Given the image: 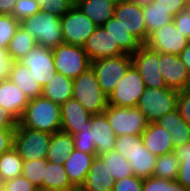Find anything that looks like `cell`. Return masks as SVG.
<instances>
[{"mask_svg": "<svg viewBox=\"0 0 190 191\" xmlns=\"http://www.w3.org/2000/svg\"><path fill=\"white\" fill-rule=\"evenodd\" d=\"M18 123L26 128L56 133L61 130V106L43 95L30 99Z\"/></svg>", "mask_w": 190, "mask_h": 191, "instance_id": "cell-1", "label": "cell"}, {"mask_svg": "<svg viewBox=\"0 0 190 191\" xmlns=\"http://www.w3.org/2000/svg\"><path fill=\"white\" fill-rule=\"evenodd\" d=\"M20 25L34 37L38 45L53 49L64 43L59 16L40 10L34 16L25 18Z\"/></svg>", "mask_w": 190, "mask_h": 191, "instance_id": "cell-2", "label": "cell"}, {"mask_svg": "<svg viewBox=\"0 0 190 191\" xmlns=\"http://www.w3.org/2000/svg\"><path fill=\"white\" fill-rule=\"evenodd\" d=\"M73 98L91 115L104 113L108 106V96L100 88L92 68L73 79Z\"/></svg>", "mask_w": 190, "mask_h": 191, "instance_id": "cell-3", "label": "cell"}, {"mask_svg": "<svg viewBox=\"0 0 190 191\" xmlns=\"http://www.w3.org/2000/svg\"><path fill=\"white\" fill-rule=\"evenodd\" d=\"M178 93L179 91L168 87H146L136 107L145 115L148 123H155L165 114L177 109Z\"/></svg>", "mask_w": 190, "mask_h": 191, "instance_id": "cell-4", "label": "cell"}, {"mask_svg": "<svg viewBox=\"0 0 190 191\" xmlns=\"http://www.w3.org/2000/svg\"><path fill=\"white\" fill-rule=\"evenodd\" d=\"M51 133L21 126L15 128L13 147L23 161L46 159Z\"/></svg>", "mask_w": 190, "mask_h": 191, "instance_id": "cell-5", "label": "cell"}, {"mask_svg": "<svg viewBox=\"0 0 190 191\" xmlns=\"http://www.w3.org/2000/svg\"><path fill=\"white\" fill-rule=\"evenodd\" d=\"M56 72L71 79L77 78L91 68L83 46L60 44L52 49Z\"/></svg>", "mask_w": 190, "mask_h": 191, "instance_id": "cell-6", "label": "cell"}, {"mask_svg": "<svg viewBox=\"0 0 190 191\" xmlns=\"http://www.w3.org/2000/svg\"><path fill=\"white\" fill-rule=\"evenodd\" d=\"M132 65V57L129 54L103 58L91 62V68L102 91L109 97L121 78Z\"/></svg>", "mask_w": 190, "mask_h": 191, "instance_id": "cell-7", "label": "cell"}, {"mask_svg": "<svg viewBox=\"0 0 190 191\" xmlns=\"http://www.w3.org/2000/svg\"><path fill=\"white\" fill-rule=\"evenodd\" d=\"M104 114L116 136L142 135L148 126L145 115L137 107H118L108 104Z\"/></svg>", "mask_w": 190, "mask_h": 191, "instance_id": "cell-8", "label": "cell"}, {"mask_svg": "<svg viewBox=\"0 0 190 191\" xmlns=\"http://www.w3.org/2000/svg\"><path fill=\"white\" fill-rule=\"evenodd\" d=\"M97 26L76 5L61 17V30L65 44L84 46Z\"/></svg>", "mask_w": 190, "mask_h": 191, "instance_id": "cell-9", "label": "cell"}, {"mask_svg": "<svg viewBox=\"0 0 190 191\" xmlns=\"http://www.w3.org/2000/svg\"><path fill=\"white\" fill-rule=\"evenodd\" d=\"M138 70L132 64L108 97V104L118 107H136L145 90Z\"/></svg>", "mask_w": 190, "mask_h": 191, "instance_id": "cell-10", "label": "cell"}, {"mask_svg": "<svg viewBox=\"0 0 190 191\" xmlns=\"http://www.w3.org/2000/svg\"><path fill=\"white\" fill-rule=\"evenodd\" d=\"M131 57L132 64L140 73L145 87H166L159 69V52L149 48L146 44H142Z\"/></svg>", "mask_w": 190, "mask_h": 191, "instance_id": "cell-11", "label": "cell"}, {"mask_svg": "<svg viewBox=\"0 0 190 191\" xmlns=\"http://www.w3.org/2000/svg\"><path fill=\"white\" fill-rule=\"evenodd\" d=\"M18 62L32 72L33 77L42 87L57 73L52 49L38 44Z\"/></svg>", "mask_w": 190, "mask_h": 191, "instance_id": "cell-12", "label": "cell"}, {"mask_svg": "<svg viewBox=\"0 0 190 191\" xmlns=\"http://www.w3.org/2000/svg\"><path fill=\"white\" fill-rule=\"evenodd\" d=\"M189 43V38L172 21L152 32L145 44L159 53L179 55Z\"/></svg>", "mask_w": 190, "mask_h": 191, "instance_id": "cell-13", "label": "cell"}, {"mask_svg": "<svg viewBox=\"0 0 190 191\" xmlns=\"http://www.w3.org/2000/svg\"><path fill=\"white\" fill-rule=\"evenodd\" d=\"M114 17L141 44L147 42V28L142 6L128 0H118Z\"/></svg>", "mask_w": 190, "mask_h": 191, "instance_id": "cell-14", "label": "cell"}, {"mask_svg": "<svg viewBox=\"0 0 190 191\" xmlns=\"http://www.w3.org/2000/svg\"><path fill=\"white\" fill-rule=\"evenodd\" d=\"M159 69L166 87L177 91L190 89V73L179 55L159 53Z\"/></svg>", "mask_w": 190, "mask_h": 191, "instance_id": "cell-15", "label": "cell"}, {"mask_svg": "<svg viewBox=\"0 0 190 191\" xmlns=\"http://www.w3.org/2000/svg\"><path fill=\"white\" fill-rule=\"evenodd\" d=\"M83 47L91 62L125 54L102 26L95 29Z\"/></svg>", "mask_w": 190, "mask_h": 191, "instance_id": "cell-16", "label": "cell"}, {"mask_svg": "<svg viewBox=\"0 0 190 191\" xmlns=\"http://www.w3.org/2000/svg\"><path fill=\"white\" fill-rule=\"evenodd\" d=\"M92 115L75 98L68 99L61 105V130L74 135L89 127Z\"/></svg>", "mask_w": 190, "mask_h": 191, "instance_id": "cell-17", "label": "cell"}, {"mask_svg": "<svg viewBox=\"0 0 190 191\" xmlns=\"http://www.w3.org/2000/svg\"><path fill=\"white\" fill-rule=\"evenodd\" d=\"M91 136L95 142L96 156L114 150L116 134L104 113L95 114L91 117Z\"/></svg>", "mask_w": 190, "mask_h": 191, "instance_id": "cell-18", "label": "cell"}, {"mask_svg": "<svg viewBox=\"0 0 190 191\" xmlns=\"http://www.w3.org/2000/svg\"><path fill=\"white\" fill-rule=\"evenodd\" d=\"M114 184L115 180L109 173L107 164L99 156H96L78 191H113Z\"/></svg>", "mask_w": 190, "mask_h": 191, "instance_id": "cell-19", "label": "cell"}, {"mask_svg": "<svg viewBox=\"0 0 190 191\" xmlns=\"http://www.w3.org/2000/svg\"><path fill=\"white\" fill-rule=\"evenodd\" d=\"M29 99L20 87L10 79L0 81V106L8 110L18 121L21 119Z\"/></svg>", "mask_w": 190, "mask_h": 191, "instance_id": "cell-20", "label": "cell"}, {"mask_svg": "<svg viewBox=\"0 0 190 191\" xmlns=\"http://www.w3.org/2000/svg\"><path fill=\"white\" fill-rule=\"evenodd\" d=\"M144 146L155 156H161L174 152V144L171 134L167 129L155 123H148V126L141 135Z\"/></svg>", "mask_w": 190, "mask_h": 191, "instance_id": "cell-21", "label": "cell"}, {"mask_svg": "<svg viewBox=\"0 0 190 191\" xmlns=\"http://www.w3.org/2000/svg\"><path fill=\"white\" fill-rule=\"evenodd\" d=\"M96 156L74 149L64 162V167L71 184L79 189L90 170Z\"/></svg>", "mask_w": 190, "mask_h": 191, "instance_id": "cell-22", "label": "cell"}, {"mask_svg": "<svg viewBox=\"0 0 190 191\" xmlns=\"http://www.w3.org/2000/svg\"><path fill=\"white\" fill-rule=\"evenodd\" d=\"M118 0H79L75 5L99 27L114 16Z\"/></svg>", "mask_w": 190, "mask_h": 191, "instance_id": "cell-23", "label": "cell"}, {"mask_svg": "<svg viewBox=\"0 0 190 191\" xmlns=\"http://www.w3.org/2000/svg\"><path fill=\"white\" fill-rule=\"evenodd\" d=\"M156 123L169 131L174 149L190 142V125L181 117L178 109L165 114Z\"/></svg>", "mask_w": 190, "mask_h": 191, "instance_id": "cell-24", "label": "cell"}, {"mask_svg": "<svg viewBox=\"0 0 190 191\" xmlns=\"http://www.w3.org/2000/svg\"><path fill=\"white\" fill-rule=\"evenodd\" d=\"M157 156L145 148L142 137L135 142V152L129 161L132 172L142 179L153 176Z\"/></svg>", "mask_w": 190, "mask_h": 191, "instance_id": "cell-25", "label": "cell"}, {"mask_svg": "<svg viewBox=\"0 0 190 191\" xmlns=\"http://www.w3.org/2000/svg\"><path fill=\"white\" fill-rule=\"evenodd\" d=\"M42 95L58 105H62L73 97V79L60 73L52 76V79L42 87Z\"/></svg>", "mask_w": 190, "mask_h": 191, "instance_id": "cell-26", "label": "cell"}, {"mask_svg": "<svg viewBox=\"0 0 190 191\" xmlns=\"http://www.w3.org/2000/svg\"><path fill=\"white\" fill-rule=\"evenodd\" d=\"M74 149L73 136L60 130L51 135L46 160L54 164H64Z\"/></svg>", "mask_w": 190, "mask_h": 191, "instance_id": "cell-27", "label": "cell"}, {"mask_svg": "<svg viewBox=\"0 0 190 191\" xmlns=\"http://www.w3.org/2000/svg\"><path fill=\"white\" fill-rule=\"evenodd\" d=\"M9 79L22 89L29 100L42 96V86L33 77L32 72L21 63H13Z\"/></svg>", "mask_w": 190, "mask_h": 191, "instance_id": "cell-28", "label": "cell"}, {"mask_svg": "<svg viewBox=\"0 0 190 191\" xmlns=\"http://www.w3.org/2000/svg\"><path fill=\"white\" fill-rule=\"evenodd\" d=\"M102 27L109 32L114 42H117L119 48L125 54L132 55L142 45L114 16L105 22Z\"/></svg>", "mask_w": 190, "mask_h": 191, "instance_id": "cell-29", "label": "cell"}, {"mask_svg": "<svg viewBox=\"0 0 190 191\" xmlns=\"http://www.w3.org/2000/svg\"><path fill=\"white\" fill-rule=\"evenodd\" d=\"M75 188L68 179L64 164L47 161L45 178L42 180V191L72 190Z\"/></svg>", "mask_w": 190, "mask_h": 191, "instance_id": "cell-30", "label": "cell"}, {"mask_svg": "<svg viewBox=\"0 0 190 191\" xmlns=\"http://www.w3.org/2000/svg\"><path fill=\"white\" fill-rule=\"evenodd\" d=\"M36 44L34 37L20 25L7 46V52L14 62H18Z\"/></svg>", "mask_w": 190, "mask_h": 191, "instance_id": "cell-31", "label": "cell"}, {"mask_svg": "<svg viewBox=\"0 0 190 191\" xmlns=\"http://www.w3.org/2000/svg\"><path fill=\"white\" fill-rule=\"evenodd\" d=\"M143 12L147 28V40L152 32L173 21V16L167 10L154 4V2L144 6Z\"/></svg>", "mask_w": 190, "mask_h": 191, "instance_id": "cell-32", "label": "cell"}, {"mask_svg": "<svg viewBox=\"0 0 190 191\" xmlns=\"http://www.w3.org/2000/svg\"><path fill=\"white\" fill-rule=\"evenodd\" d=\"M107 164L109 173L115 181L133 175L130 163L117 151L113 150L99 156Z\"/></svg>", "mask_w": 190, "mask_h": 191, "instance_id": "cell-33", "label": "cell"}, {"mask_svg": "<svg viewBox=\"0 0 190 191\" xmlns=\"http://www.w3.org/2000/svg\"><path fill=\"white\" fill-rule=\"evenodd\" d=\"M180 161L174 152L157 156L153 176L168 180H176Z\"/></svg>", "mask_w": 190, "mask_h": 191, "instance_id": "cell-34", "label": "cell"}, {"mask_svg": "<svg viewBox=\"0 0 190 191\" xmlns=\"http://www.w3.org/2000/svg\"><path fill=\"white\" fill-rule=\"evenodd\" d=\"M22 167L23 160L14 147L0 156V171L6 181L21 176Z\"/></svg>", "mask_w": 190, "mask_h": 191, "instance_id": "cell-35", "label": "cell"}, {"mask_svg": "<svg viewBox=\"0 0 190 191\" xmlns=\"http://www.w3.org/2000/svg\"><path fill=\"white\" fill-rule=\"evenodd\" d=\"M47 160L23 161L22 176L31 181L39 191H42V180L45 178Z\"/></svg>", "mask_w": 190, "mask_h": 191, "instance_id": "cell-36", "label": "cell"}, {"mask_svg": "<svg viewBox=\"0 0 190 191\" xmlns=\"http://www.w3.org/2000/svg\"><path fill=\"white\" fill-rule=\"evenodd\" d=\"M174 153L180 161L176 180L190 191V142L175 148Z\"/></svg>", "mask_w": 190, "mask_h": 191, "instance_id": "cell-37", "label": "cell"}, {"mask_svg": "<svg viewBox=\"0 0 190 191\" xmlns=\"http://www.w3.org/2000/svg\"><path fill=\"white\" fill-rule=\"evenodd\" d=\"M20 26V22L12 15L0 14V47L6 48L15 35L17 28Z\"/></svg>", "mask_w": 190, "mask_h": 191, "instance_id": "cell-38", "label": "cell"}, {"mask_svg": "<svg viewBox=\"0 0 190 191\" xmlns=\"http://www.w3.org/2000/svg\"><path fill=\"white\" fill-rule=\"evenodd\" d=\"M40 10L41 7L37 0H17L11 15L21 22L25 18L34 16Z\"/></svg>", "mask_w": 190, "mask_h": 191, "instance_id": "cell-39", "label": "cell"}, {"mask_svg": "<svg viewBox=\"0 0 190 191\" xmlns=\"http://www.w3.org/2000/svg\"><path fill=\"white\" fill-rule=\"evenodd\" d=\"M140 137L141 135L132 134L116 136L114 150L129 162L133 156V153L135 152V142Z\"/></svg>", "mask_w": 190, "mask_h": 191, "instance_id": "cell-40", "label": "cell"}, {"mask_svg": "<svg viewBox=\"0 0 190 191\" xmlns=\"http://www.w3.org/2000/svg\"><path fill=\"white\" fill-rule=\"evenodd\" d=\"M91 128L92 126L90 120L88 128L72 136L74 139L75 149L80 150L84 153L94 154L96 156L95 142H92Z\"/></svg>", "mask_w": 190, "mask_h": 191, "instance_id": "cell-41", "label": "cell"}, {"mask_svg": "<svg viewBox=\"0 0 190 191\" xmlns=\"http://www.w3.org/2000/svg\"><path fill=\"white\" fill-rule=\"evenodd\" d=\"M75 4L70 0H46L41 10L44 13H51L63 17Z\"/></svg>", "mask_w": 190, "mask_h": 191, "instance_id": "cell-42", "label": "cell"}, {"mask_svg": "<svg viewBox=\"0 0 190 191\" xmlns=\"http://www.w3.org/2000/svg\"><path fill=\"white\" fill-rule=\"evenodd\" d=\"M143 180L140 177L127 176L121 180L115 181L113 191H142Z\"/></svg>", "mask_w": 190, "mask_h": 191, "instance_id": "cell-43", "label": "cell"}, {"mask_svg": "<svg viewBox=\"0 0 190 191\" xmlns=\"http://www.w3.org/2000/svg\"><path fill=\"white\" fill-rule=\"evenodd\" d=\"M8 191H39V189L22 175L7 180L4 185Z\"/></svg>", "mask_w": 190, "mask_h": 191, "instance_id": "cell-44", "label": "cell"}, {"mask_svg": "<svg viewBox=\"0 0 190 191\" xmlns=\"http://www.w3.org/2000/svg\"><path fill=\"white\" fill-rule=\"evenodd\" d=\"M177 109L181 117L190 125V89L179 91Z\"/></svg>", "mask_w": 190, "mask_h": 191, "instance_id": "cell-45", "label": "cell"}, {"mask_svg": "<svg viewBox=\"0 0 190 191\" xmlns=\"http://www.w3.org/2000/svg\"><path fill=\"white\" fill-rule=\"evenodd\" d=\"M177 29L190 39V7L183 9L173 17Z\"/></svg>", "mask_w": 190, "mask_h": 191, "instance_id": "cell-46", "label": "cell"}, {"mask_svg": "<svg viewBox=\"0 0 190 191\" xmlns=\"http://www.w3.org/2000/svg\"><path fill=\"white\" fill-rule=\"evenodd\" d=\"M153 2L167 10L173 17L188 7L187 0H153Z\"/></svg>", "mask_w": 190, "mask_h": 191, "instance_id": "cell-47", "label": "cell"}, {"mask_svg": "<svg viewBox=\"0 0 190 191\" xmlns=\"http://www.w3.org/2000/svg\"><path fill=\"white\" fill-rule=\"evenodd\" d=\"M13 63L7 49L0 47V81L9 79Z\"/></svg>", "mask_w": 190, "mask_h": 191, "instance_id": "cell-48", "label": "cell"}, {"mask_svg": "<svg viewBox=\"0 0 190 191\" xmlns=\"http://www.w3.org/2000/svg\"><path fill=\"white\" fill-rule=\"evenodd\" d=\"M142 191H168V179L154 176L145 178Z\"/></svg>", "mask_w": 190, "mask_h": 191, "instance_id": "cell-49", "label": "cell"}, {"mask_svg": "<svg viewBox=\"0 0 190 191\" xmlns=\"http://www.w3.org/2000/svg\"><path fill=\"white\" fill-rule=\"evenodd\" d=\"M15 129H0V156L14 144Z\"/></svg>", "mask_w": 190, "mask_h": 191, "instance_id": "cell-50", "label": "cell"}, {"mask_svg": "<svg viewBox=\"0 0 190 191\" xmlns=\"http://www.w3.org/2000/svg\"><path fill=\"white\" fill-rule=\"evenodd\" d=\"M18 120L8 110L0 106V129H15Z\"/></svg>", "mask_w": 190, "mask_h": 191, "instance_id": "cell-51", "label": "cell"}, {"mask_svg": "<svg viewBox=\"0 0 190 191\" xmlns=\"http://www.w3.org/2000/svg\"><path fill=\"white\" fill-rule=\"evenodd\" d=\"M17 0H0V14L11 15Z\"/></svg>", "mask_w": 190, "mask_h": 191, "instance_id": "cell-52", "label": "cell"}, {"mask_svg": "<svg viewBox=\"0 0 190 191\" xmlns=\"http://www.w3.org/2000/svg\"><path fill=\"white\" fill-rule=\"evenodd\" d=\"M179 57L190 73V43L179 54Z\"/></svg>", "mask_w": 190, "mask_h": 191, "instance_id": "cell-53", "label": "cell"}, {"mask_svg": "<svg viewBox=\"0 0 190 191\" xmlns=\"http://www.w3.org/2000/svg\"><path fill=\"white\" fill-rule=\"evenodd\" d=\"M168 191H189L177 180H168Z\"/></svg>", "mask_w": 190, "mask_h": 191, "instance_id": "cell-54", "label": "cell"}, {"mask_svg": "<svg viewBox=\"0 0 190 191\" xmlns=\"http://www.w3.org/2000/svg\"><path fill=\"white\" fill-rule=\"evenodd\" d=\"M128 1H131L132 3H135L139 6H146L148 5L149 3L153 2V0H128Z\"/></svg>", "mask_w": 190, "mask_h": 191, "instance_id": "cell-55", "label": "cell"}, {"mask_svg": "<svg viewBox=\"0 0 190 191\" xmlns=\"http://www.w3.org/2000/svg\"><path fill=\"white\" fill-rule=\"evenodd\" d=\"M6 180L4 179V176L2 172L0 171V187L5 185Z\"/></svg>", "mask_w": 190, "mask_h": 191, "instance_id": "cell-56", "label": "cell"}, {"mask_svg": "<svg viewBox=\"0 0 190 191\" xmlns=\"http://www.w3.org/2000/svg\"><path fill=\"white\" fill-rule=\"evenodd\" d=\"M40 7H42L44 5V2H46V0H37Z\"/></svg>", "mask_w": 190, "mask_h": 191, "instance_id": "cell-57", "label": "cell"}, {"mask_svg": "<svg viewBox=\"0 0 190 191\" xmlns=\"http://www.w3.org/2000/svg\"><path fill=\"white\" fill-rule=\"evenodd\" d=\"M0 191H8V190H7V188L5 186H1Z\"/></svg>", "mask_w": 190, "mask_h": 191, "instance_id": "cell-58", "label": "cell"}, {"mask_svg": "<svg viewBox=\"0 0 190 191\" xmlns=\"http://www.w3.org/2000/svg\"><path fill=\"white\" fill-rule=\"evenodd\" d=\"M58 191H78V189H72V190H58Z\"/></svg>", "mask_w": 190, "mask_h": 191, "instance_id": "cell-59", "label": "cell"}, {"mask_svg": "<svg viewBox=\"0 0 190 191\" xmlns=\"http://www.w3.org/2000/svg\"><path fill=\"white\" fill-rule=\"evenodd\" d=\"M70 1L76 4L79 0H70Z\"/></svg>", "mask_w": 190, "mask_h": 191, "instance_id": "cell-60", "label": "cell"}, {"mask_svg": "<svg viewBox=\"0 0 190 191\" xmlns=\"http://www.w3.org/2000/svg\"><path fill=\"white\" fill-rule=\"evenodd\" d=\"M188 6L190 7V0H187Z\"/></svg>", "mask_w": 190, "mask_h": 191, "instance_id": "cell-61", "label": "cell"}]
</instances>
